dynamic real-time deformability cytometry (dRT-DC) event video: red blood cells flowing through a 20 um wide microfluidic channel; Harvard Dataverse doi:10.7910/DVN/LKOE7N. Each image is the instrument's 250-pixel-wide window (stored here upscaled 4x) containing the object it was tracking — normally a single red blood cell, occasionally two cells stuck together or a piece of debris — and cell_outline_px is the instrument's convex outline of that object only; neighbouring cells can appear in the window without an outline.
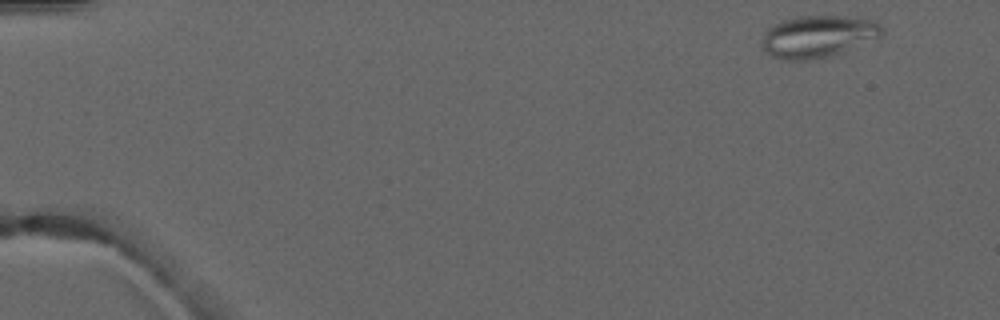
{"species": "common noctule bat (a hibernating species)", "species_latin": "Nyctalus noctula", "temperature_condition": "warm", "stored_images_in_passage": 4, "camera_frame_rate_fps": 3000, "um_per_image_px": 0.085, "animal": {"sex": "male", "forearm_length_mm": 52.5}, "frame": {"image": 1, "passage_image": 1, "time_ms": 0.0, "image_size_px": [1000, 320], "cell_outline_px": [[884, 32], [880, 36], [832, 56], [812, 60], [784, 60], [772, 56], [764, 48], [764, 32], [768, 28], [784, 20], [800, 16], [844, 16], [876, 20], [884, 28]], "centroid_in_image_um": [69.57, 3.09], "position_along_channel_um": 15.4, "area_um2": 29.13}}